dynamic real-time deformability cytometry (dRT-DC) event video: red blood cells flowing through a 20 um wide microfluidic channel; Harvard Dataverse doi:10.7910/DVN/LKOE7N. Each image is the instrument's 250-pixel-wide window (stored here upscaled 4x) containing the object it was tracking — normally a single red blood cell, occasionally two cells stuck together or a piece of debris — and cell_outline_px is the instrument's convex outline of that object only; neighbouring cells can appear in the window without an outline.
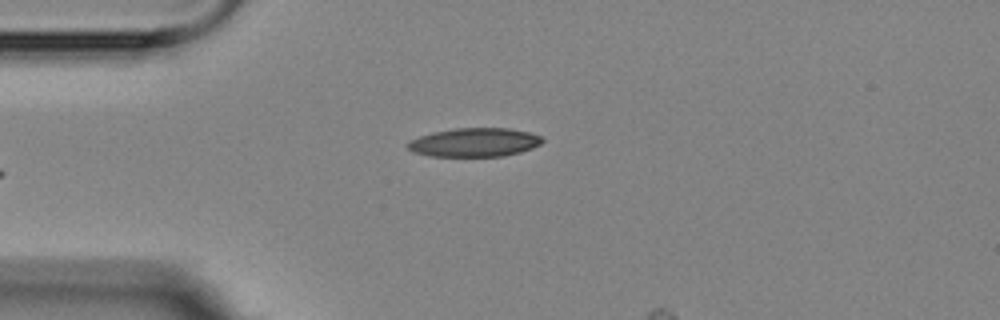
{"species": "Egyptian fruit bat (a non-hibernating species)", "species_latin": "Rousettus aegyptiacus", "temperature_condition": "room temperature", "stored_images_in_passage": 2, "camera_frame_rate_fps": 3000, "um_per_image_px": 0.085, "animal": {"sex": "female"}, "frame": {"image": 1, "passage_image": 1, "time_ms": 0.0, "image_size_px": [1000, 320], "cell_outline_px": [[544, 140], [540, 144], [532, 148], [520, 152], [504, 156], [428, 156], [416, 152], [408, 148], [404, 144], [420, 136], [432, 132], [456, 128], [508, 128], [528, 132], [540, 136]], "centroid_in_image_um": [40.33, 12.1], "position_along_channel_um": 44.7, "area_um2": 22.43}}